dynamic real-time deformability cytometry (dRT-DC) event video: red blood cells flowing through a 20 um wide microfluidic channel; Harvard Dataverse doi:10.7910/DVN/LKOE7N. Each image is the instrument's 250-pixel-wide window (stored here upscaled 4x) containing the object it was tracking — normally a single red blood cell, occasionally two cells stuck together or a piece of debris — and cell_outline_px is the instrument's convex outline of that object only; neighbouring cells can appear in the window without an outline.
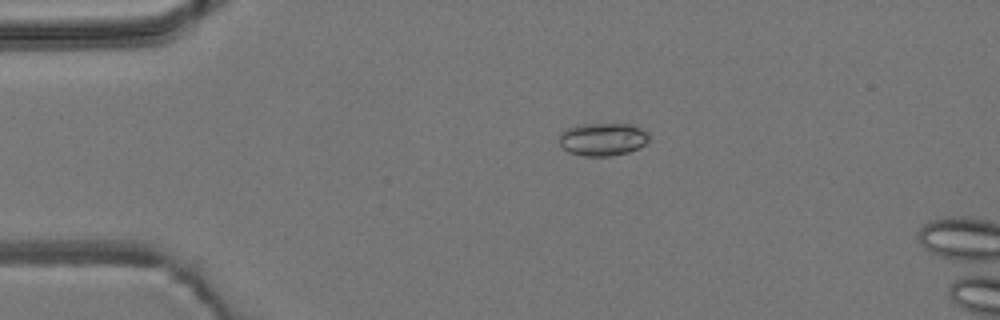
{"species": "common noctule bat (a hibernating species)", "species_latin": "Nyctalus noctula", "temperature_condition": "room temperature", "stored_images_in_passage": 5, "camera_frame_rate_fps": 3000, "um_per_image_px": 0.085, "animal": {"sex": "male", "body_mass_g": 19.2, "forearm_length_mm": 51.8}, "frame": {"image": 1, "passage_image": 5, "time_ms": 1.333, "image_size_px": [1000, 320], "cell_outline_px": [[648, 140], [644, 144], [628, 152], [612, 156], [584, 156], [568, 152], [560, 144], [556, 136], [560, 132], [576, 124], [632, 124], [648, 132]], "centroid_in_image_um": [51.17, 11.83], "position_along_channel_um": 33.8, "area_um2": 17.34}}